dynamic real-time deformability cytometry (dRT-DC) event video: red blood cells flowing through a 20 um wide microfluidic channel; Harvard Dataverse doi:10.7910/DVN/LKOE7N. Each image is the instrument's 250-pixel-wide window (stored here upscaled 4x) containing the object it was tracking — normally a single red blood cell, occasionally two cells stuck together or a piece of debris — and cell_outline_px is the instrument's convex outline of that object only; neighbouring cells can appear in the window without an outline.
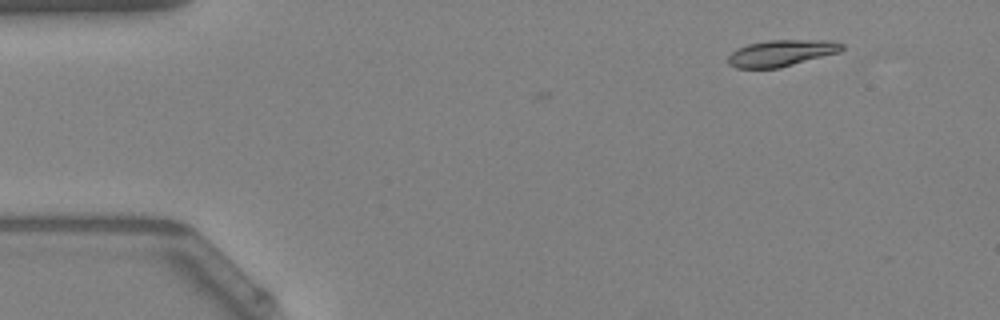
{"species": "Egyptian fruit bat (a non-hibernating species)", "species_latin": "Rousettus aegyptiacus", "temperature_condition": "warm", "stored_images_in_passage": 2, "camera_frame_rate_fps": 3000, "um_per_image_px": 0.085, "animal": {"sex": "female"}, "frame": {"image": 1, "passage_image": 2, "time_ms": 0.333, "image_size_px": [1000, 320], "cell_outline_px": [[844, 48], [840, 52], [780, 68], [736, 68], [728, 64], [728, 56], [736, 48], [748, 44], [768, 40], [832, 40], [844, 44]], "centroid_in_image_um": [66.43, 4.51], "position_along_channel_um": 18.6, "area_um2": 17.69}}